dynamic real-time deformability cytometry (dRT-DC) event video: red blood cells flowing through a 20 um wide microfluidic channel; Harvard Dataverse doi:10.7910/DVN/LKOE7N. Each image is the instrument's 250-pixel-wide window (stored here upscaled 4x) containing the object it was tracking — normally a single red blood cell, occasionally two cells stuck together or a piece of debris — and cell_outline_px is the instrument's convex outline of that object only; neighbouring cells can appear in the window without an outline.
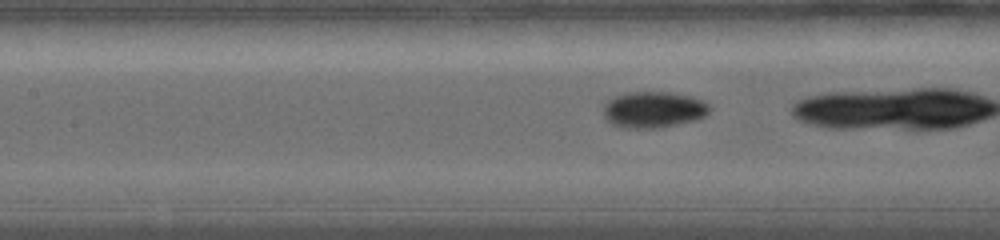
{"species": "common noctule bat (a hibernating species)", "species_latin": "Nyctalus noctula", "temperature_condition": "warm", "stored_images_in_passage": 35, "camera_frame_rate_fps": 5000, "um_per_image_px": 0.085, "animal": {"sex": "female", "body_mass_g": 19.0, "forearm_length_mm": 56.7}, "frame": {"image": 1, "passage_image": 11, "time_ms": 2.6, "image_size_px": [1000, 240], "cell_outline_px": [[712, 108], [704, 116], [696, 120], [660, 128], [628, 128], [612, 124], [604, 116], [604, 104], [608, 100], [616, 96], [628, 92], [672, 92], [692, 96], [704, 100]], "centroid_in_image_um": [55.59, 9.31], "position_along_channel_um": 151.8, "area_um2": 22.54}}